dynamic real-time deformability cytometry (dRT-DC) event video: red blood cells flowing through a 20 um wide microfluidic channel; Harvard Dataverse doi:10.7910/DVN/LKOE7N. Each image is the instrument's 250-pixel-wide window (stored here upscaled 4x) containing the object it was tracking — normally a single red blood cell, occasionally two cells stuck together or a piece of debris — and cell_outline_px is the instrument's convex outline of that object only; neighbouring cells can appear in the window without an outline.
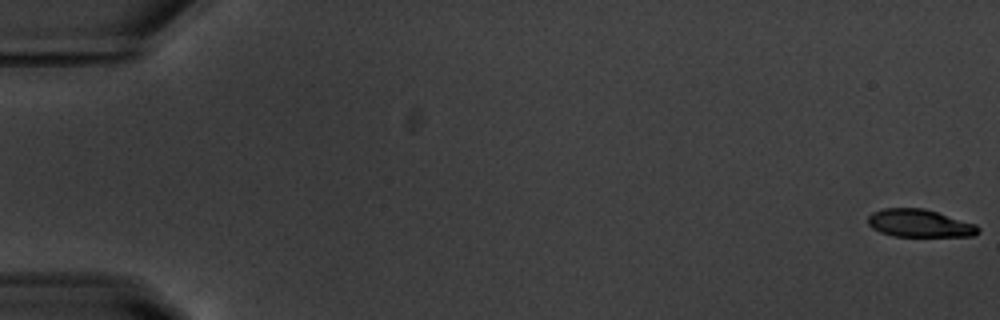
{"species": "common noctule bat (a hibernating species)", "species_latin": "Nyctalus noctula", "temperature_condition": "warm", "stored_images_in_passage": 55, "camera_frame_rate_fps": 3000, "um_per_image_px": 0.085, "animal": {"sex": "male", "body_mass_g": 20.1, "forearm_length_mm": 53.5}, "frame": {"image": 1, "passage_image": 1, "time_ms": 0.0, "image_size_px": [1000, 320], "cell_outline_px": [[980, 232], [972, 236], [892, 236], [880, 232], [872, 228], [868, 224], [868, 216], [872, 212], [884, 208], [924, 208], [976, 224], [980, 228]], "centroid_in_image_um": [78.15, 18.98], "position_along_channel_um": 6.8, "area_um2": 17.86}}
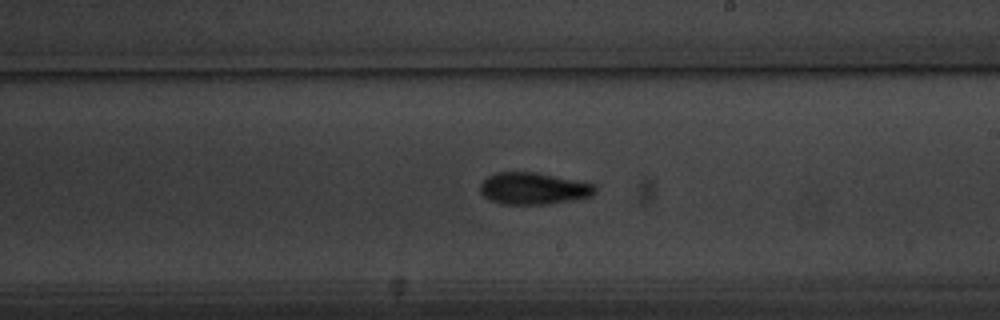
{"frame": {"image": 2, "passage_image": 33, "time_ms": 10.667, "image_size_px": [1000, 320], "cell_outline_px": [[596, 192], [592, 196], [552, 204], [500, 204], [484, 196], [480, 192], [480, 184], [488, 176], [496, 172], [536, 172], [596, 184]], "centroid_in_image_um": [45.36, 16.02], "position_along_channel_um": 243.6, "area_um2": 21.44}}
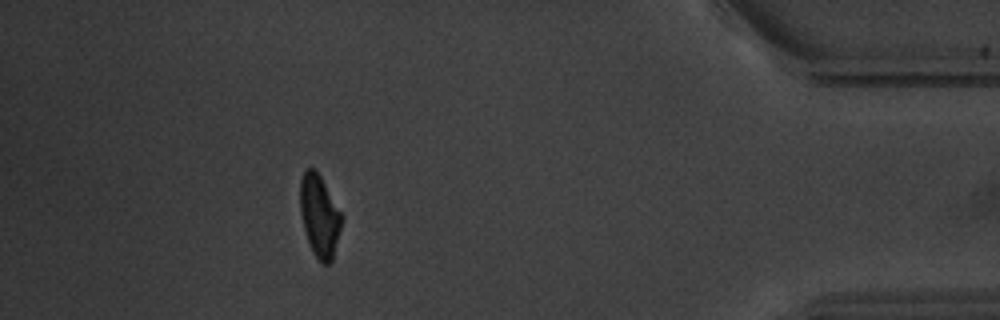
{"frame": {"image": 3, "passage_image": 50, "time_ms": 16.333, "image_size_px": [1000, 320], "cell_outline_px": [[344, 220], [332, 260], [328, 264], [324, 264], [312, 252], [304, 228], [300, 212], [300, 180], [304, 172], [308, 168], [316, 168], [344, 216]], "centroid_in_image_um": [27.18, 18.33], "position_along_channel_um": 408.0, "area_um2": 20.06}, "authors_computed_cell_mechanics": {"area_um2": 20.23, "velocity_mm_per_s": 3.7276, "shape_relaxation_time_tau1_ms": 2.7544, "shape_relaxation_time_tau2_ms": 1.8308, "deformation_change_tau1": 0.1394, "deformation_change_tau2": 0.088}}